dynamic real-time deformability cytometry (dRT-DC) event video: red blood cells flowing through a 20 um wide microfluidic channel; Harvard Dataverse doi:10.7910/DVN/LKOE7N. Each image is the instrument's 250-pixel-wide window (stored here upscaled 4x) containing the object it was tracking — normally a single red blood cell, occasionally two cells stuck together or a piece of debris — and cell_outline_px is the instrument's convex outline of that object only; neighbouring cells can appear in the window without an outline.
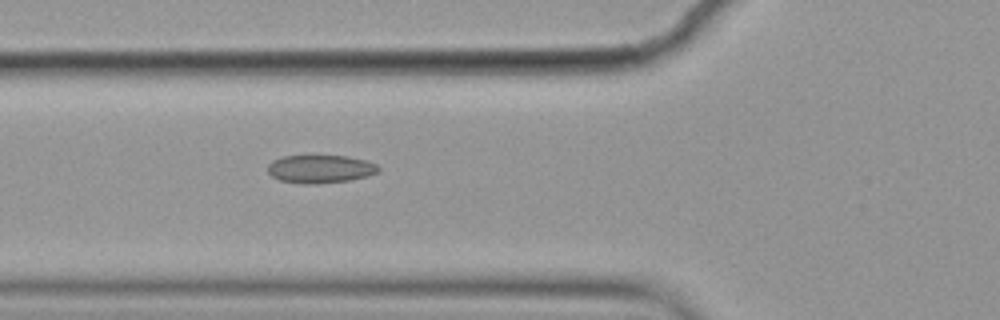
{"species": "common noctule bat (a hibernating species)", "species_latin": "Nyctalus noctula", "temperature_condition": "cold", "stored_images_in_passage": 5, "camera_frame_rate_fps": 3000, "um_per_image_px": 0.085, "animal": {"sex": "female", "body_mass_g": 19.9}, "frame": {"image": 1, "passage_image": 5, "time_ms": 1.333, "image_size_px": [1000, 320], "cell_outline_px": [[380, 172], [368, 176], [348, 180], [316, 184], [304, 184], [280, 180], [272, 176], [268, 172], [268, 164], [272, 160], [284, 156], [348, 156], [364, 160], [376, 164], [380, 168]], "centroid_in_image_um": [27.23, 14.36], "position_along_channel_um": 98.6, "area_um2": 18.09}}